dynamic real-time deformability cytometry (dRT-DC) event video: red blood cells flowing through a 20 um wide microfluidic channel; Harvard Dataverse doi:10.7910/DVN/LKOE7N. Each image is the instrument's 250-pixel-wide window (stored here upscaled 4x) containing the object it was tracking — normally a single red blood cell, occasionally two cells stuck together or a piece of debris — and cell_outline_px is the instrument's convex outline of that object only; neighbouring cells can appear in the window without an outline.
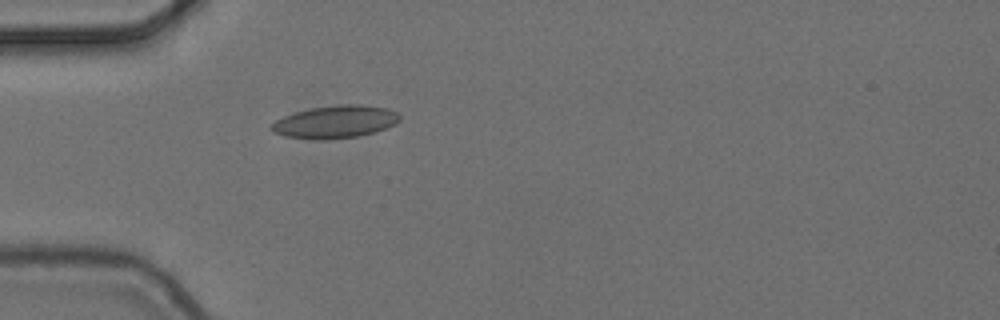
{"species": "common noctule bat (a hibernating species)", "species_latin": "Nyctalus noctula", "temperature_condition": "cold", "stored_images_in_passage": 2, "camera_frame_rate_fps": 3000, "um_per_image_px": 0.085, "animal": {"sex": "female", "body_mass_g": 24.6, "forearm_length_mm": 56.2}, "frame": {"image": 1, "passage_image": 2, "time_ms": 0.333, "image_size_px": [1000, 320], "cell_outline_px": [[400, 120], [396, 124], [372, 132], [356, 136], [324, 140], [316, 140], [284, 136], [272, 132], [268, 128], [276, 120], [284, 116], [296, 112], [312, 108], [340, 104], [360, 104], [388, 108], [396, 112], [400, 116]], "centroid_in_image_um": [28.47, 10.35], "position_along_channel_um": 56.5, "area_um2": 24.33}}